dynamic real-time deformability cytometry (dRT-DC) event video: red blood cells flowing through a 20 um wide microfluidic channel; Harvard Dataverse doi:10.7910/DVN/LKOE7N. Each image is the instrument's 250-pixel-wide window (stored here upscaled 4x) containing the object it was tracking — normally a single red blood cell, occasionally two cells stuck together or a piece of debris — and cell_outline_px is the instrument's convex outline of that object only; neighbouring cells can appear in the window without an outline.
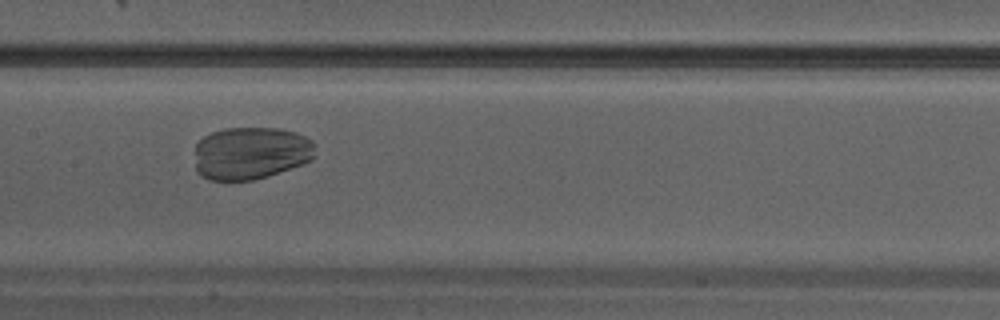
{"species": "Egyptian fruit bat (a non-hibernating species)", "species_latin": "Rousettus aegyptiacus", "temperature_condition": "warm", "stored_images_in_passage": 23, "camera_frame_rate_fps": 3000, "um_per_image_px": 0.085, "animal": {"sex": "male"}, "frame": {"image": 1, "passage_image": 7, "time_ms": 2.0, "image_size_px": [1000, 320], "cell_outline_px": [[316, 144], [312, 160], [304, 164], [268, 176], [252, 180], [208, 180], [196, 168], [196, 144], [204, 136], [212, 132], [224, 128], [280, 128], [296, 132], [312, 140]], "centroid_in_image_um": [21.36, 13.0], "position_along_channel_um": 186.0, "area_um2": 37.11}}